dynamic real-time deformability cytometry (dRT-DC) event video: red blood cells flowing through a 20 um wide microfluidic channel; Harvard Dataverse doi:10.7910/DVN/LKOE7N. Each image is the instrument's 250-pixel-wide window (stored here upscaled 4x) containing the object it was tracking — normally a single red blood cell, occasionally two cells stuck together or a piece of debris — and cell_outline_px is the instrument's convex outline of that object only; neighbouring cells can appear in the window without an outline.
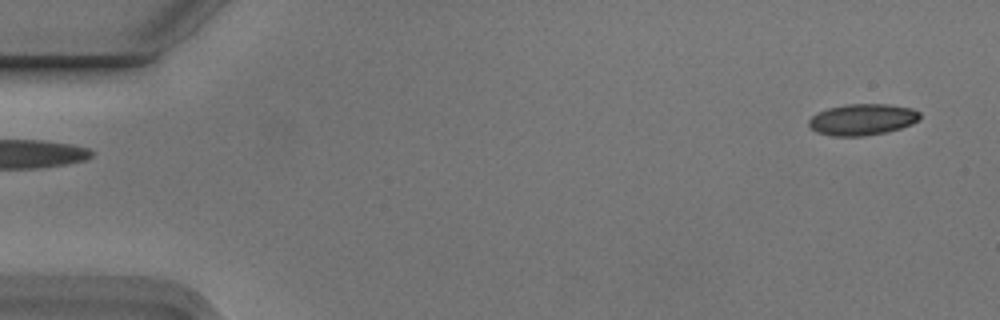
{"species": "Egyptian fruit bat (a non-hibernating species)", "species_latin": "Rousettus aegyptiacus", "temperature_condition": "cold", "stored_images_in_passage": 2, "segment_of_instrument_passage": [2, 2], "camera_frame_rate_fps": 3000, "um_per_image_px": 0.085, "animal": {"sex": "male"}, "frame": {"image": 1, "passage_image": 2, "time_ms": 0.333, "image_size_px": [1000, 320], "cell_outline_px": [[920, 116], [912, 124], [900, 128], [884, 132], [864, 136], [832, 136], [816, 132], [808, 124], [808, 120], [812, 116], [828, 108], [848, 104], [888, 104], [912, 108], [920, 112]], "centroid_in_image_um": [73.29, 10.16], "position_along_channel_um": 11.7, "area_um2": 20.11}}